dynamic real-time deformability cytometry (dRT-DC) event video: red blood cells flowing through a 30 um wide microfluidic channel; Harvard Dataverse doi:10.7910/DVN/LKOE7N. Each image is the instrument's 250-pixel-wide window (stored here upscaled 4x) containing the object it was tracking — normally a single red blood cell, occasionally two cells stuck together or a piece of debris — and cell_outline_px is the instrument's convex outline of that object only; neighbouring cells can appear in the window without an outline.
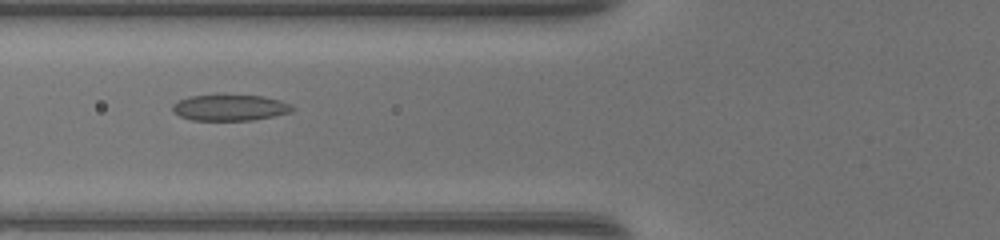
{"species": "common noctule bat (a hibernating species)", "species_latin": "Nyctalus noctula", "temperature_condition": "warm", "stored_images_in_passage": 35, "camera_frame_rate_fps": 3000, "um_per_image_px": 0.085, "animal": {"sex": "female", "body_mass_g": 17.0, "forearm_length_mm": 48.0}, "frame": {"image": 1, "passage_image": 6, "time_ms": 1.667, "image_size_px": [1000, 240], "cell_outline_px": [[296, 108], [292, 112], [252, 120], [192, 120], [180, 116], [172, 112], [172, 104], [188, 96], [216, 92], [260, 96], [280, 100], [292, 104]], "centroid_in_image_um": [19.52, 9.1], "position_along_channel_um": 106.3, "area_um2": 19.02}}
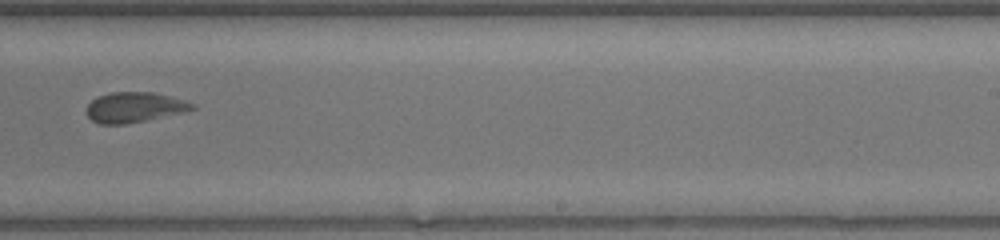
{"frame": {"image": 2, "passage_image": 18, "time_ms": 5.667, "image_size_px": [1000, 240], "cell_outline_px": [[196, 108], [184, 112], [148, 120], [124, 124], [100, 124], [92, 120], [84, 112], [88, 104], [92, 100], [100, 96], [112, 92], [156, 92], [184, 100], [196, 104]], "centroid_in_image_um": [11.44, 9.12], "position_along_channel_um": 277.6, "area_um2": 18.73}}
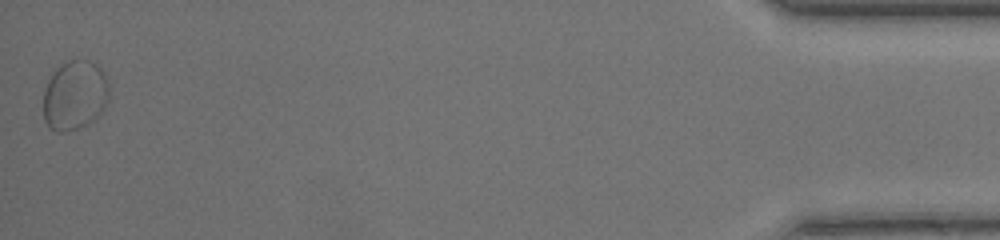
{"frame": {"image": 3, "passage_image": 35, "time_ms": 11.333, "image_size_px": [1000, 240], "cell_outline_px": [[108, 100], [100, 116], [76, 128], [64, 132], [56, 132], [48, 128], [44, 120], [44, 92], [48, 80], [56, 68], [60, 64], [68, 60], [88, 60], [96, 64], [104, 72], [108, 80]], "centroid_in_image_um": [6.35, 8.09], "position_along_channel_um": 428.8, "area_um2": 26.76}, "authors_computed_cell_mechanics": {"area_um2": 18.9584, "velocity_mm_per_s": 4.2876, "shape_relaxation_time_tau1_ms": null, "shape_relaxation_time_tau2_ms": 1.7018, "deformation_change_tau1": null, "deformation_change_tau2": 0.0792}}